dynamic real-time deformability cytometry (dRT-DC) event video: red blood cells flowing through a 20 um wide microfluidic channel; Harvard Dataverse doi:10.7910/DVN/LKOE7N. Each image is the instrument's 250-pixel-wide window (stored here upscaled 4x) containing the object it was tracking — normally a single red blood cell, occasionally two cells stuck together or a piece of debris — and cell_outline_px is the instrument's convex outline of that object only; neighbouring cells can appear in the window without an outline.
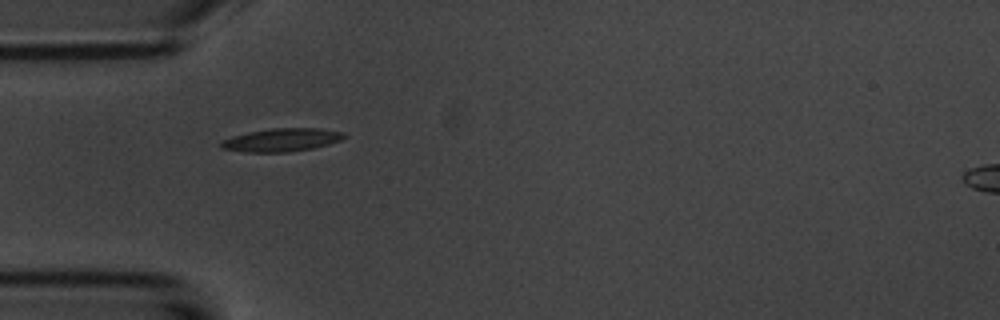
{"species": "common noctule bat (a hibernating species)", "species_latin": "Nyctalus noctula", "temperature_condition": "room temperature", "stored_images_in_passage": 1, "camera_frame_rate_fps": 3000, "um_per_image_px": 0.085, "animal": {"sex": "male", "body_mass_g": 20.1, "forearm_length_mm": 53.5}, "frame": {"image": 1, "passage_image": 1, "time_ms": 0.0, "image_size_px": [1000, 320], "cell_outline_px": [[348, 136], [340, 140], [328, 144], [312, 148], [288, 152], [244, 152], [220, 148], [220, 144], [224, 140], [232, 136], [248, 132], [272, 128], [320, 128], [344, 132]], "centroid_in_image_um": [23.96, 11.89], "position_along_channel_um": 61.0, "area_um2": 16.59}}